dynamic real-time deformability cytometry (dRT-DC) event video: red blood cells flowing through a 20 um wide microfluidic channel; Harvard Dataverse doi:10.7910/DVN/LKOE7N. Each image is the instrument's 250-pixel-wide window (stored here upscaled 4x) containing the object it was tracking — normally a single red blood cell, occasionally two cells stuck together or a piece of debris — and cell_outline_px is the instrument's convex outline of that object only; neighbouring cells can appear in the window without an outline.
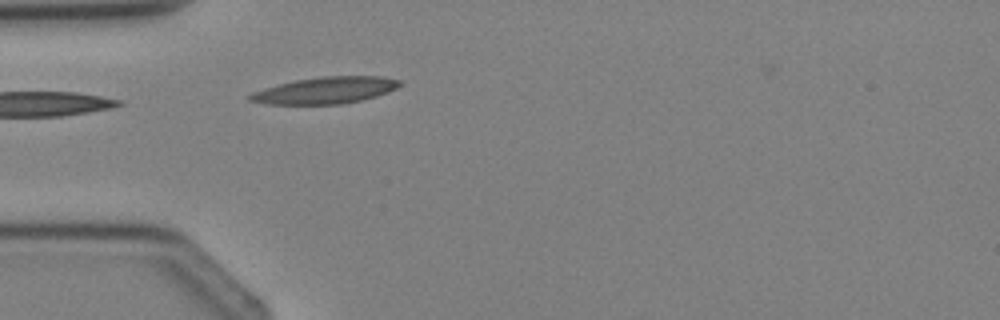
{"species": "Egyptian fruit bat (a non-hibernating species)", "species_latin": "Rousettus aegyptiacus", "temperature_condition": "cold", "stored_images_in_passage": 3, "camera_frame_rate_fps": 3000, "um_per_image_px": 0.085, "animal": {"sex": "female"}, "frame": {"image": 1, "passage_image": 3, "time_ms": 3.0, "image_size_px": [1000, 320], "cell_outline_px": [[400, 84], [396, 88], [388, 92], [376, 96], [344, 104], [268, 104], [248, 100], [248, 96], [252, 92], [264, 88], [296, 80], [324, 76], [384, 76], [400, 80]], "centroid_in_image_um": [27.66, 7.68], "position_along_channel_um": 57.3, "area_um2": 23.12}}